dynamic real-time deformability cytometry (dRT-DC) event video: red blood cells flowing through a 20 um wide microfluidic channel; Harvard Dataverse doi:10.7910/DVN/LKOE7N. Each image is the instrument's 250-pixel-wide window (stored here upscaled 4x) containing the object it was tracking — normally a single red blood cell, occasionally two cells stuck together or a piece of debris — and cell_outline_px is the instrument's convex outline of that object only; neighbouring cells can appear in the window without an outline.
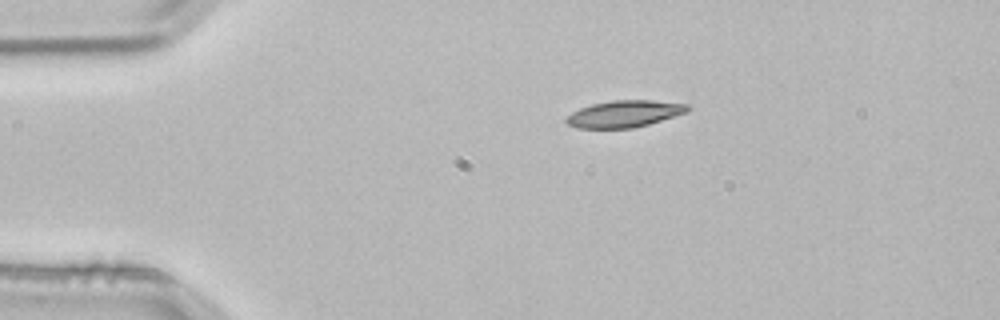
{"species": "common noctule bat (a hibernating species)", "species_latin": "Nyctalus noctula", "temperature_condition": "room temperature", "stored_images_in_passage": 2, "camera_frame_rate_fps": 3000, "um_per_image_px": 0.085, "animal": {"sex": "male", "body_mass_g": 21.5, "forearm_length_mm": 52.0}, "frame": {"image": 1, "passage_image": 1, "time_ms": 0.0, "image_size_px": [1000, 320], "cell_outline_px": [[692, 108], [688, 112], [648, 124], [632, 128], [576, 128], [568, 124], [564, 120], [572, 112], [580, 108], [592, 104], [612, 100], [648, 100], [688, 104]], "centroid_in_image_um": [53.08, 9.67], "position_along_channel_um": 31.9, "area_um2": 18.9}}
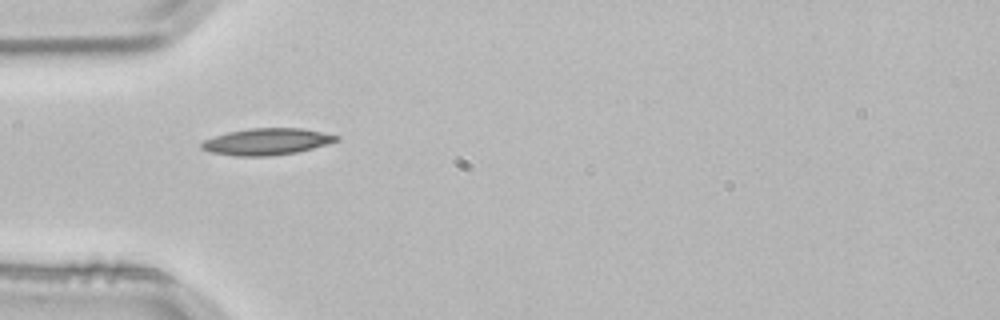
{"frame": {"image": 2, "passage_image": 2, "time_ms": 0.333, "image_size_px": [1000, 320], "cell_outline_px": [[340, 140], [328, 144], [296, 152], [268, 156], [236, 156], [208, 152], [200, 148], [200, 144], [204, 140], [228, 132], [252, 128], [300, 128], [340, 136]], "centroid_in_image_um": [22.66, 12.04], "position_along_channel_um": 62.3, "area_um2": 20.81}}